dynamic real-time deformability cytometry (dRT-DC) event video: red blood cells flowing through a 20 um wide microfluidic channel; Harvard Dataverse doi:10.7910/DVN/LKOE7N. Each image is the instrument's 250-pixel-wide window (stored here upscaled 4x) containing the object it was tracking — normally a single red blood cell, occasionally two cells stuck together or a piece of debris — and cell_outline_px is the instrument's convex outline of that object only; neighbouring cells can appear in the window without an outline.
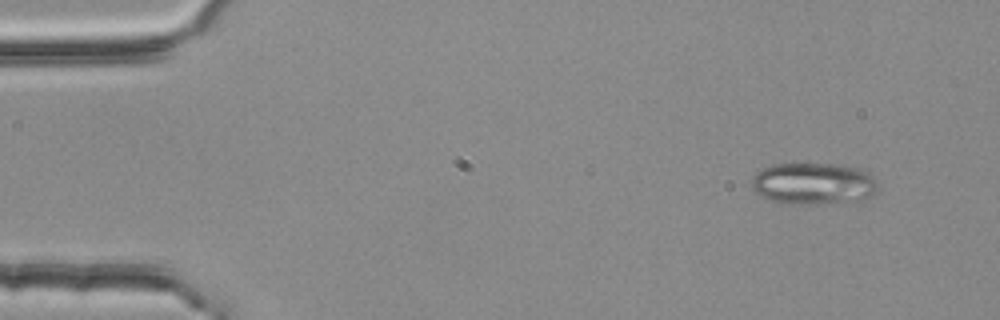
{"species": "common noctule bat (a hibernating species)", "species_latin": "Nyctalus noctula", "temperature_condition": "room temperature", "stored_images_in_passage": 2, "camera_frame_rate_fps": 3000, "um_per_image_px": 0.085, "animal": {"sex": "female", "body_mass_g": 25.1}, "frame": {"image": 1, "passage_image": 2, "time_ms": 0.333, "image_size_px": [1000, 320], "cell_outline_px": [[880, 188], [876, 196], [860, 200], [812, 204], [780, 204], [760, 196], [752, 188], [752, 176], [756, 172], [772, 164], [836, 164], [864, 168], [876, 180]], "centroid_in_image_um": [69.19, 15.61], "position_along_channel_um": 15.8, "area_um2": 31.39}}